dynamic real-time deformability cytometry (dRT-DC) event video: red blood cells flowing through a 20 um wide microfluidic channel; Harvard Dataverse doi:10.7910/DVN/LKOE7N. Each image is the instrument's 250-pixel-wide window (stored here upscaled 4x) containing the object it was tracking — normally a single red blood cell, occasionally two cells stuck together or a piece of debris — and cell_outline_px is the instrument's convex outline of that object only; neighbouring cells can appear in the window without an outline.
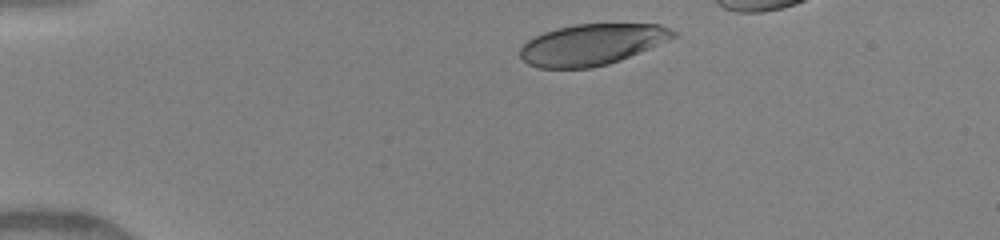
{"species": "human", "species_latin": "Homo sapiens", "temperature_condition": "warm", "stored_images_in_passage": 29, "camera_frame_rate_fps": 3000, "um_per_image_px": 0.085, "donor": {"sex": "female"}, "frame": {"image": 1, "passage_image": 2, "time_ms": 0.667, "image_size_px": [1000, 240], "cell_outline_px": [[680, 36], [620, 60], [608, 64], [592, 68], [540, 68], [528, 64], [520, 56], [520, 48], [528, 40], [544, 32], [556, 28], [576, 24], [660, 24], [676, 32]], "centroid_in_image_um": [50.34, 3.78], "position_along_channel_um": 34.7, "area_um2": 36.7}}
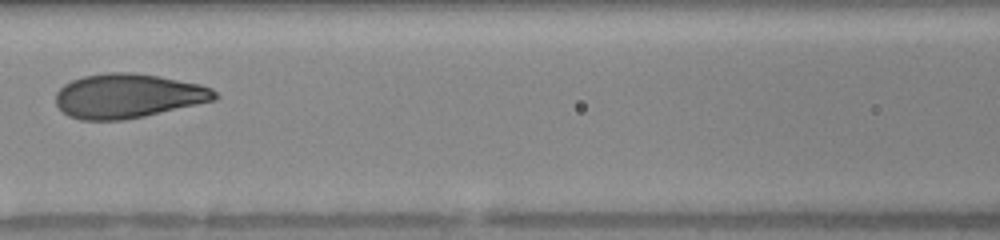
{"frame": {"image": 2, "passage_image": 13, "time_ms": 5.0, "image_size_px": [1000, 240], "cell_outline_px": [[220, 96], [216, 100], [144, 116], [124, 120], [80, 120], [68, 116], [56, 104], [56, 92], [64, 84], [72, 80], [84, 76], [108, 72], [132, 72], [160, 76], [200, 84], [212, 88]], "centroid_in_image_um": [10.89, 8.15], "position_along_channel_um": 155.7, "area_um2": 41.21}}
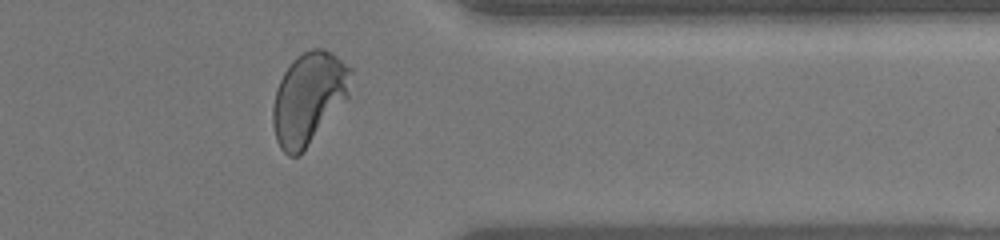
{"frame": {"image": 3, "passage_image": 26, "time_ms": 10.667, "image_size_px": [1000, 240], "cell_outline_px": [[352, 72], [348, 96], [300, 156], [288, 156], [280, 148], [276, 140], [272, 124], [272, 108], [276, 88], [284, 72], [296, 56], [312, 48], [324, 48], [332, 52], [352, 68]], "centroid_in_image_um": [26.22, 8.34], "position_along_channel_um": 385.2, "area_um2": 41.67}}